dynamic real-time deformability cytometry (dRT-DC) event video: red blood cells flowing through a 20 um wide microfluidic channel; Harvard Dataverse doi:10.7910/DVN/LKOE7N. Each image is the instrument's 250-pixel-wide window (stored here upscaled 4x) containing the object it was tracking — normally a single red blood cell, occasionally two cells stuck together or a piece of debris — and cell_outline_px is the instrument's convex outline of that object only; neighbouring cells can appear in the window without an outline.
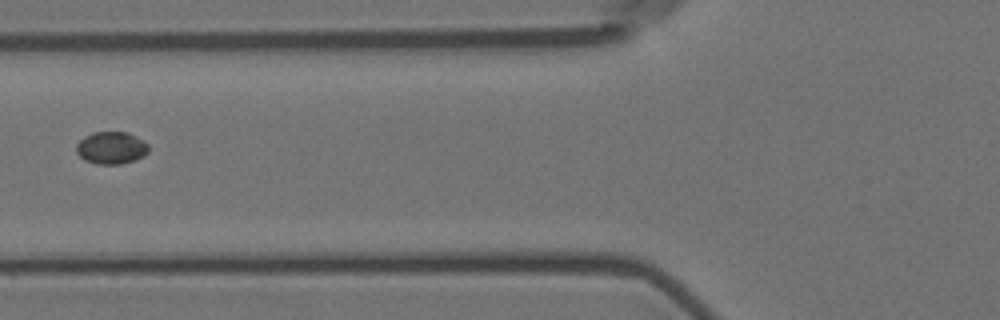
{"species": "Egyptian fruit bat (a non-hibernating species)", "species_latin": "Rousettus aegyptiacus", "temperature_condition": "room temperature", "stored_images_in_passage": 6, "camera_frame_rate_fps": 3000, "um_per_image_px": 0.085, "animal": {"sex": "female"}, "frame": {"image": 1, "passage_image": 6, "time_ms": 6.667, "image_size_px": [1000, 320], "cell_outline_px": [[148, 152], [144, 156], [136, 160], [120, 164], [96, 164], [84, 160], [76, 152], [76, 144], [84, 136], [92, 132], [128, 132], [144, 140], [148, 144]], "centroid_in_image_um": [9.46, 12.56], "position_along_channel_um": 116.3, "area_um2": 13.81}}